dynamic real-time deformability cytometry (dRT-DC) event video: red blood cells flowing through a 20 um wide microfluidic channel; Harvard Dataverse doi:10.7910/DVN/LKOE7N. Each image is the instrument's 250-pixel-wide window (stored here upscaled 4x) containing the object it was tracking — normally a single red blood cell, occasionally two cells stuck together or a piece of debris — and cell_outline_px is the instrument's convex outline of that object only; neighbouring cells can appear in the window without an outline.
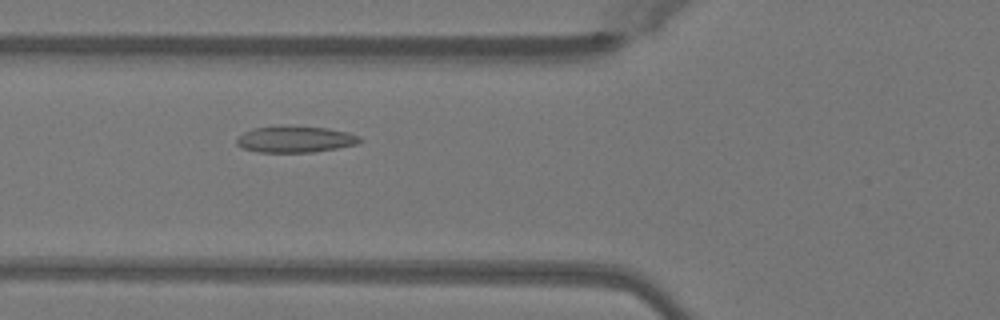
{"species": "Egyptian fruit bat (a non-hibernating species)", "species_latin": "Rousettus aegyptiacus", "temperature_condition": "warm", "stored_images_in_passage": 39, "camera_frame_rate_fps": 3000, "um_per_image_px": 0.085, "animal": {"sex": "female"}, "frame": {"image": 1, "passage_image": 8, "time_ms": 2.333, "image_size_px": [1000, 320], "cell_outline_px": [[364, 140], [360, 144], [312, 152], [256, 152], [240, 148], [236, 144], [236, 136], [252, 128], [328, 128], [348, 132], [360, 136]], "centroid_in_image_um": [25.1, 11.88], "position_along_channel_um": 100.7, "area_um2": 18.55}}
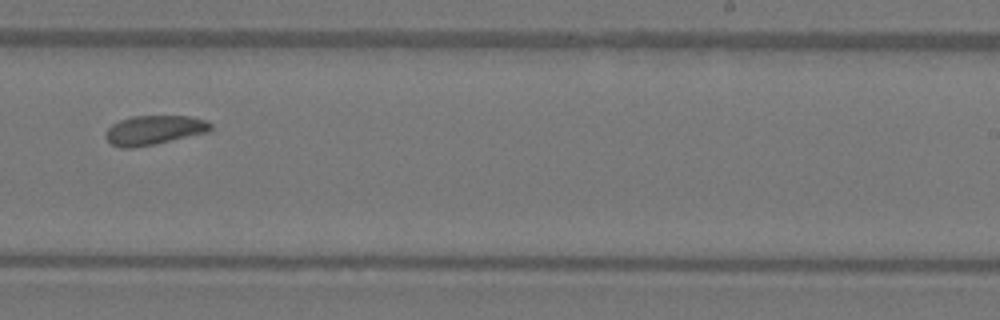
{"frame": {"image": 2, "passage_image": 21, "time_ms": 6.667, "image_size_px": [1000, 320], "cell_outline_px": [[212, 128], [208, 132], [156, 144], [132, 148], [120, 148], [112, 144], [104, 136], [104, 132], [112, 124], [120, 120], [132, 116], [192, 116], [208, 120], [212, 124]], "centroid_in_image_um": [13.11, 11.05], "position_along_channel_um": 275.9, "area_um2": 18.15}}
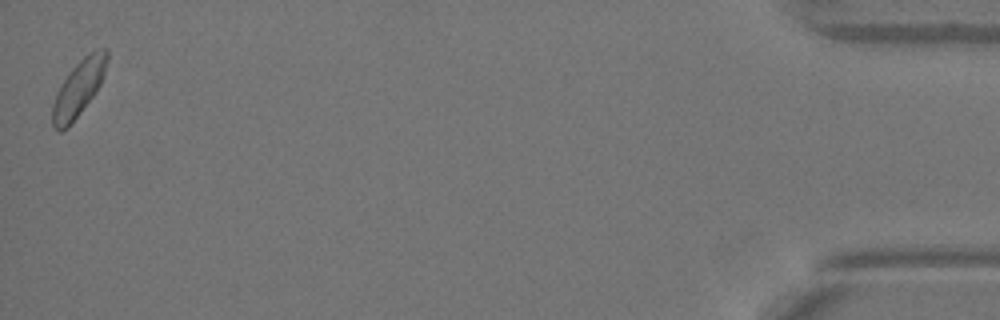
{"frame": {"image": 3, "passage_image": 39, "time_ms": 12.667, "image_size_px": [1000, 320], "cell_outline_px": [[108, 60], [104, 76], [96, 92], [68, 128], [60, 132], [52, 124], [52, 104], [56, 92], [60, 84], [68, 72], [84, 56], [96, 48], [108, 48]], "centroid_in_image_um": [6.69, 7.48], "position_along_channel_um": 428.5, "area_um2": 18.03}, "authors_computed_cell_mechanics": {"area_um2": 18.0336, "velocity_mm_per_s": 4.0501, "shape_relaxation_time_tau1_ms": 3.1823, "shape_relaxation_time_tau2_ms": 3.0875, "deformation_change_tau1": 0.1049, "deformation_change_tau2": 0.0714}}